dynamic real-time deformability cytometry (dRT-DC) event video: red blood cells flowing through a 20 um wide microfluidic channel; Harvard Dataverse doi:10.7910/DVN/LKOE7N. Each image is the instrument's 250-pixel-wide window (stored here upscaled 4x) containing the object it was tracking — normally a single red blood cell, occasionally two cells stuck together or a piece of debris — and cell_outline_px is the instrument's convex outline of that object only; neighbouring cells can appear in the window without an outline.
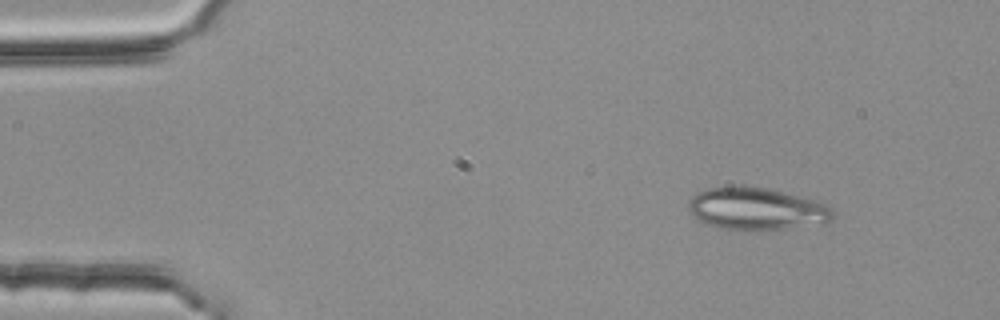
{"species": "common noctule bat (a hibernating species)", "species_latin": "Nyctalus noctula", "temperature_condition": "room temperature", "stored_images_in_passage": 3, "camera_frame_rate_fps": 3000, "um_per_image_px": 0.085, "animal": {"sex": "female", "body_mass_g": 25.1}, "frame": {"image": 1, "passage_image": 1, "time_ms": 0.0, "image_size_px": [1000, 320], "cell_outline_px": [[832, 220], [828, 224], [784, 228], [724, 228], [708, 224], [692, 216], [688, 208], [688, 200], [696, 192], [708, 188], [768, 188], [800, 196], [824, 204], [832, 208]], "centroid_in_image_um": [64.32, 17.75], "position_along_channel_um": 20.7, "area_um2": 34.51}}